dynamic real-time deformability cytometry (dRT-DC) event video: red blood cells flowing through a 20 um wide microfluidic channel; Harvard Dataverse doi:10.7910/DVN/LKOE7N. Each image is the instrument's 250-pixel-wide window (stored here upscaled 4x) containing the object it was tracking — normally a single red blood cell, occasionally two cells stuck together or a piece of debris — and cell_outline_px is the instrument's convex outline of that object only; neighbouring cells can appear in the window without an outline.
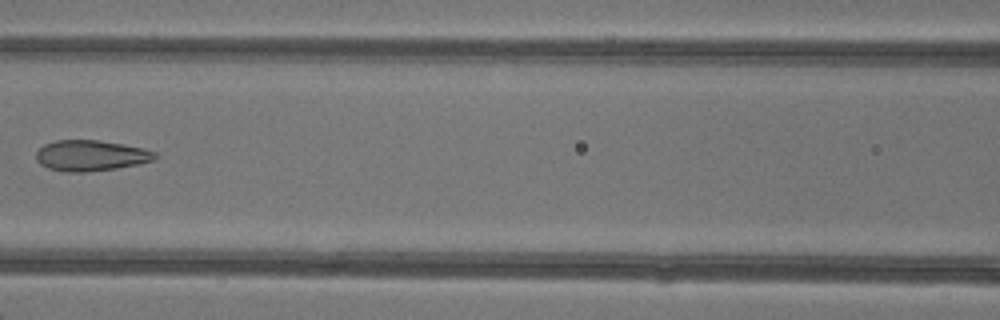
{"species": "common noctule bat (a hibernating species)", "species_latin": "Nyctalus noctula", "temperature_condition": "warm", "stored_images_in_passage": 7, "camera_frame_rate_fps": 3000, "um_per_image_px": 0.085, "animal": {"sex": "female"}, "frame": {"image": 1, "passage_image": 7, "time_ms": 7.333, "image_size_px": [1000, 320], "cell_outline_px": [[160, 156], [152, 160], [136, 164], [116, 168], [84, 172], [64, 172], [48, 168], [40, 164], [36, 160], [36, 152], [44, 144], [56, 140], [100, 140], [144, 148], [156, 152]], "centroid_in_image_um": [7.71, 13.22], "position_along_channel_um": 158.9, "area_um2": 21.33}}